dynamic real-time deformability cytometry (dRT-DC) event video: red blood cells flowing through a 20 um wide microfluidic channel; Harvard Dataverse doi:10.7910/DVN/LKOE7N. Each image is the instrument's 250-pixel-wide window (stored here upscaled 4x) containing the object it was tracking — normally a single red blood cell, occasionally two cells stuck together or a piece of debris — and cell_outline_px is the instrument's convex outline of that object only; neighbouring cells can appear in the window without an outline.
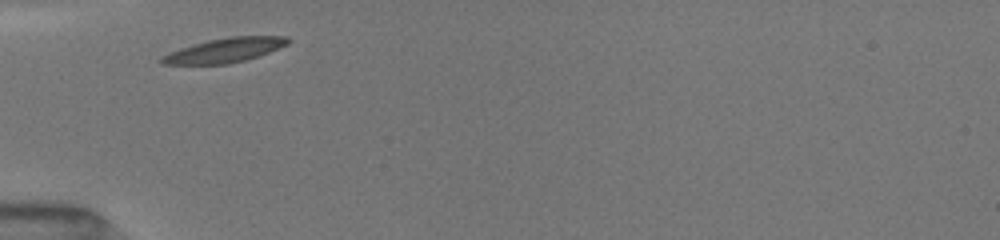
{"species": "common noctule bat (a hibernating species)", "species_latin": "Nyctalus noctula", "temperature_condition": "room temperature", "stored_images_in_passage": 7, "camera_frame_rate_fps": 3000, "um_per_image_px": 0.085, "animal": {"sex": "female", "body_mass_g": 19.5, "forearm_length_mm": 54.1}, "frame": {"image": 1, "passage_image": 1, "time_ms": 0.0, "image_size_px": [1000, 240], "cell_outline_px": [[292, 40], [288, 44], [268, 52], [244, 60], [228, 64], [160, 64], [160, 56], [168, 52], [180, 48], [208, 40], [228, 36], [288, 36]], "centroid_in_image_um": [19.08, 4.26], "position_along_channel_um": 65.9, "area_um2": 17.92}}
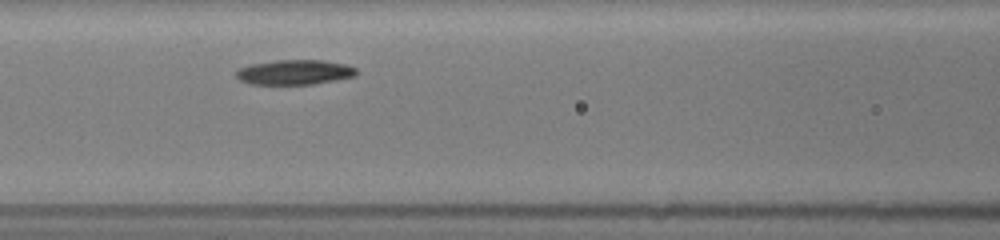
{"frame": {"image": 2, "passage_image": 5, "time_ms": 2.0, "image_size_px": [1000, 240], "cell_outline_px": [[356, 76], [336, 80], [312, 84], [248, 84], [240, 80], [236, 76], [236, 72], [240, 68], [252, 64], [276, 60], [324, 60], [344, 64], [356, 68]], "centroid_in_image_um": [25.04, 6.14], "position_along_channel_um": 141.6, "area_um2": 17.34}}
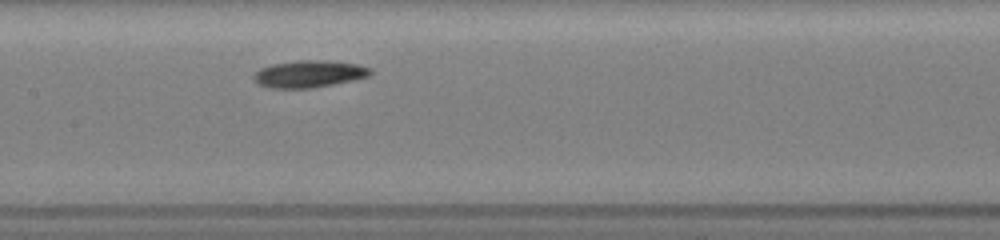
{"frame": {"image": 3, "passage_image": 7, "time_ms": 3.0, "image_size_px": [1000, 240], "cell_outline_px": [[372, 72], [368, 76], [352, 80], [312, 88], [268, 88], [260, 84], [252, 76], [260, 68], [272, 64], [300, 60], [328, 60], [360, 64], [372, 68]], "centroid_in_image_um": [26.3, 6.27], "position_along_channel_um": 181.1, "area_um2": 18.38}}